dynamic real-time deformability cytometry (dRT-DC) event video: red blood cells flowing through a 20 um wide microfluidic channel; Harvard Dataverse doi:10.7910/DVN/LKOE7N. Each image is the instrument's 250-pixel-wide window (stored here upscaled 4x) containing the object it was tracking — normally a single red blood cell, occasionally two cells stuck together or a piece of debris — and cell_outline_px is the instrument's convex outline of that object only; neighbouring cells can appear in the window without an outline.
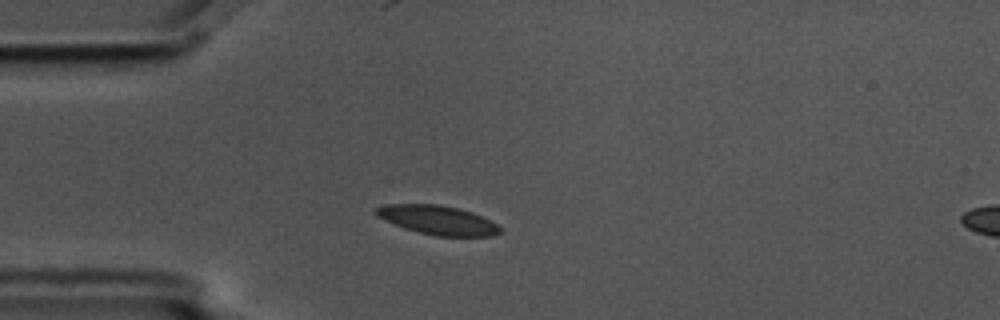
{"species": "common noctule bat (a hibernating species)", "species_latin": "Nyctalus noctula", "temperature_condition": "cold", "stored_images_in_passage": 3, "camera_frame_rate_fps": 3000, "um_per_image_px": 0.085, "animal": {"sex": "male", "body_mass_g": 17.5, "forearm_length_mm": 52.3}, "frame": {"image": 1, "passage_image": 3, "time_ms": 0.667, "image_size_px": [1000, 320], "cell_outline_px": [[500, 232], [492, 236], [436, 236], [404, 228], [376, 216], [372, 212], [376, 208], [388, 204], [440, 204], [460, 208], [472, 212], [496, 224], [500, 228]], "centroid_in_image_um": [37.17, 18.69], "position_along_channel_um": 47.8, "area_um2": 20.87}}